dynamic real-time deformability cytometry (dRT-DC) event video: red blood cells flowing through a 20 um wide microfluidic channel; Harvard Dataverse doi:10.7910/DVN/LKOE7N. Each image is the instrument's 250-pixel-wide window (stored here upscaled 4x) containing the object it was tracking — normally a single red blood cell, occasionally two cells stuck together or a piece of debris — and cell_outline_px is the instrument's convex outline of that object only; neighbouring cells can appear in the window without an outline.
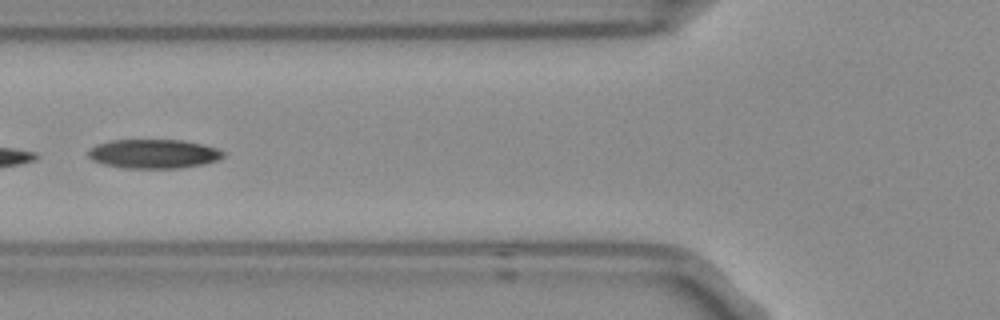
{"species": "Egyptian fruit bat (a non-hibernating species)", "species_latin": "Rousettus aegyptiacus", "temperature_condition": "room temperature", "stored_images_in_passage": 6, "camera_frame_rate_fps": 3000, "um_per_image_px": 0.085, "frame": {"image": 1, "passage_image": 6, "time_ms": 1.667, "image_size_px": [1000, 320], "cell_outline_px": [[224, 156], [220, 160], [204, 164], [176, 168], [124, 168], [104, 164], [92, 160], [88, 156], [88, 148], [96, 144], [112, 140], [180, 140], [204, 144], [216, 148], [224, 152]], "centroid_in_image_um": [13.05, 13.07], "position_along_channel_um": 112.7, "area_um2": 23.0}}